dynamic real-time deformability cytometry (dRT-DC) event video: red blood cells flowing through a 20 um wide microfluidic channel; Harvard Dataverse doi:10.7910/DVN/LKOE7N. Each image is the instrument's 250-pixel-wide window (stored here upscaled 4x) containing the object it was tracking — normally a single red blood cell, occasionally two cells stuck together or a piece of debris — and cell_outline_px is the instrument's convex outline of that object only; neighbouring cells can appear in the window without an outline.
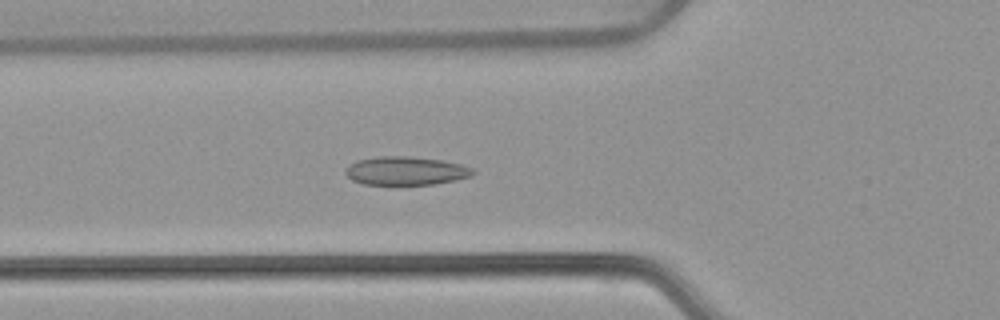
{"species": "common noctule bat (a hibernating species)", "species_latin": "Nyctalus noctula", "temperature_condition": "warm", "stored_images_in_passage": 53, "camera_frame_rate_fps": 3000, "um_per_image_px": 0.085, "animal": {"sex": "female", "body_mass_g": 22.7, "forearm_length_mm": 54.2}, "frame": {"image": 1, "passage_image": 19, "time_ms": 6.0, "image_size_px": [1000, 320], "cell_outline_px": [[476, 172], [468, 176], [456, 180], [432, 184], [364, 184], [352, 180], [344, 172], [348, 164], [356, 160], [376, 156], [408, 156], [444, 160], [460, 164], [472, 168]], "centroid_in_image_um": [34.46, 14.5], "position_along_channel_um": 91.3, "area_um2": 21.15}}
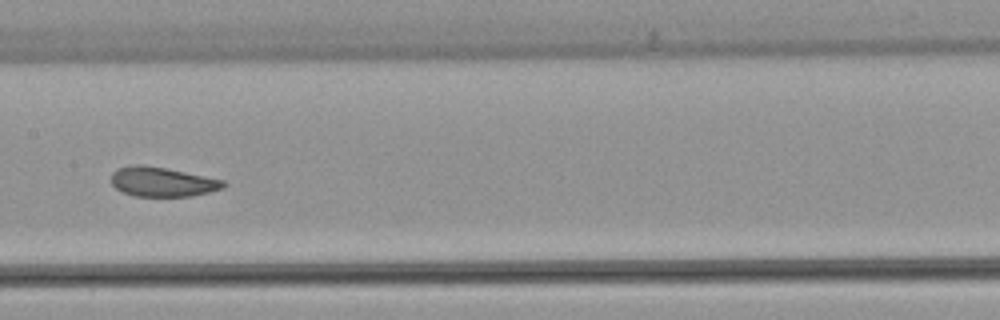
{"frame": {"image": 2, "passage_image": 27, "time_ms": 8.667, "image_size_px": [1000, 320], "cell_outline_px": [[228, 184], [224, 188], [192, 196], [136, 196], [124, 192], [116, 188], [112, 184], [112, 172], [116, 168], [132, 164], [144, 164], [224, 180]], "centroid_in_image_um": [13.79, 15.45], "position_along_channel_um": 193.6, "area_um2": 19.25}}
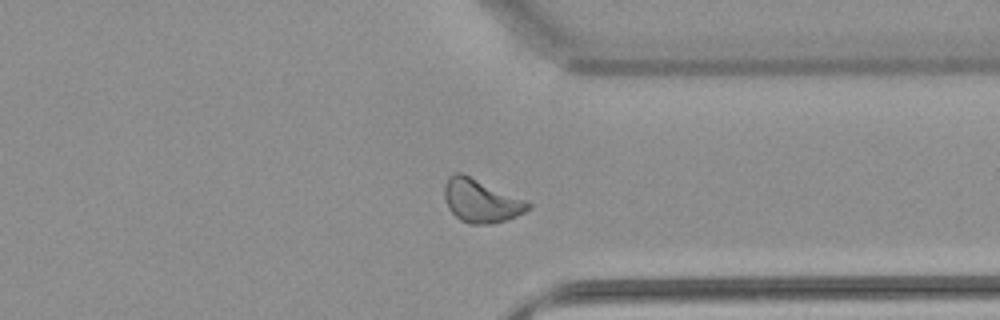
{"frame": {"image": 3, "passage_image": 41, "time_ms": 13.333, "image_size_px": [1000, 320], "cell_outline_px": [[532, 208], [516, 216], [492, 224], [468, 224], [460, 220], [448, 208], [444, 196], [444, 184], [448, 176], [456, 172], [460, 172], [528, 200], [532, 204]], "centroid_in_image_um": [40.9, 17.06], "position_along_channel_um": 370.5, "area_um2": 21.27}, "authors_computed_cell_mechanics": {"area_um2": 21.0392, "velocity_mm_per_s": 3.8267, "shape_relaxation_time_tau1_ms": 6.7471, "shape_relaxation_time_tau2_ms": 1.7268, "deformation_change_tau1": 0.1275, "deformation_change_tau2": 0.0664}}